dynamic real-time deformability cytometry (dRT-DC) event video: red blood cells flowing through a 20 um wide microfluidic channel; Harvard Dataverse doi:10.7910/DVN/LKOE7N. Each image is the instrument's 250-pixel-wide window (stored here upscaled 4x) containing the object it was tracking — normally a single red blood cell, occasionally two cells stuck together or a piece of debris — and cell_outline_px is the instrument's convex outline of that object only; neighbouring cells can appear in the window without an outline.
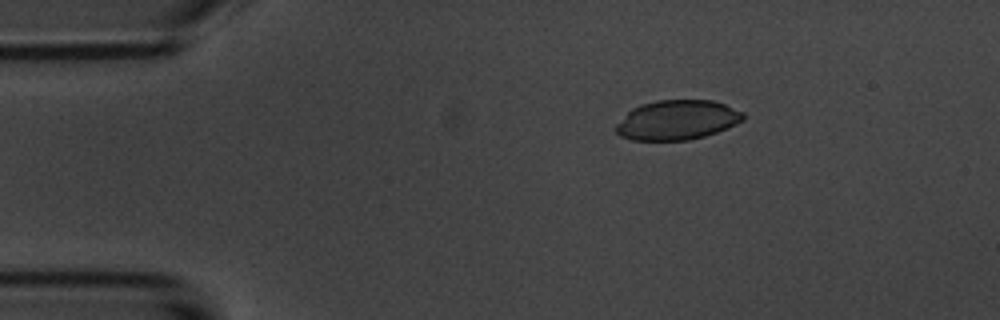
{"species": "common noctule bat (a hibernating species)", "species_latin": "Nyctalus noctula", "temperature_condition": "room temperature", "stored_images_in_passage": 2, "camera_frame_rate_fps": 3000, "um_per_image_px": 0.085, "animal": {"sex": "male", "body_mass_g": 20.1, "forearm_length_mm": 53.5}, "frame": {"image": 1, "passage_image": 1, "time_ms": 0.0, "image_size_px": [1000, 320], "cell_outline_px": [[744, 120], [736, 124], [716, 132], [704, 136], [688, 140], [632, 140], [620, 136], [616, 132], [616, 124], [632, 108], [640, 104], [656, 100], [712, 100], [724, 104], [744, 112]], "centroid_in_image_um": [57.55, 10.19], "position_along_channel_um": 27.4, "area_um2": 29.36}}